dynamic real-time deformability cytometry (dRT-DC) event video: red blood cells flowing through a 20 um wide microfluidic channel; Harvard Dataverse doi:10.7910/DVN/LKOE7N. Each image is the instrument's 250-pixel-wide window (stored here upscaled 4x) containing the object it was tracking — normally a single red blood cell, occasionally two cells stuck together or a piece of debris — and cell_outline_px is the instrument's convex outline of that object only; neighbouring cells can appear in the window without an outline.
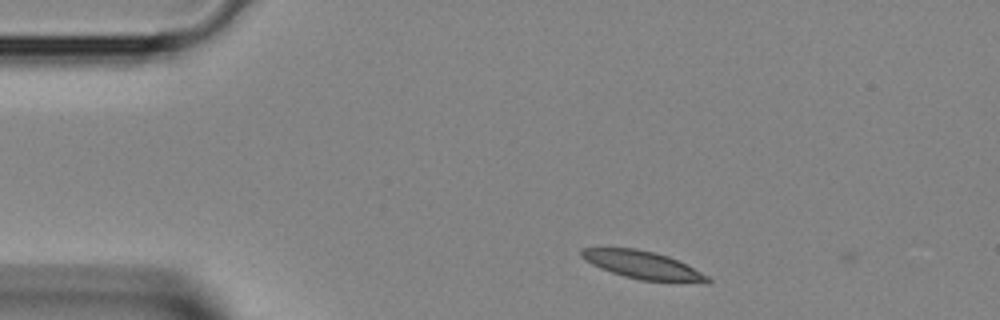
{"species": "Egyptian fruit bat (a non-hibernating species)", "species_latin": "Rousettus aegyptiacus", "temperature_condition": "room temperature", "stored_images_in_passage": 2, "camera_frame_rate_fps": 3000, "um_per_image_px": 0.085, "animal": {"sex": "female"}, "frame": {"image": 1, "passage_image": 1, "time_ms": 0.0, "image_size_px": [1000, 320], "cell_outline_px": [[712, 280], [708, 284], [640, 280], [624, 276], [600, 268], [584, 260], [580, 256], [580, 248], [636, 248], [656, 252], [668, 256], [708, 276]], "centroid_in_image_um": [54.64, 22.54], "position_along_channel_um": 30.4, "area_um2": 20.58}}